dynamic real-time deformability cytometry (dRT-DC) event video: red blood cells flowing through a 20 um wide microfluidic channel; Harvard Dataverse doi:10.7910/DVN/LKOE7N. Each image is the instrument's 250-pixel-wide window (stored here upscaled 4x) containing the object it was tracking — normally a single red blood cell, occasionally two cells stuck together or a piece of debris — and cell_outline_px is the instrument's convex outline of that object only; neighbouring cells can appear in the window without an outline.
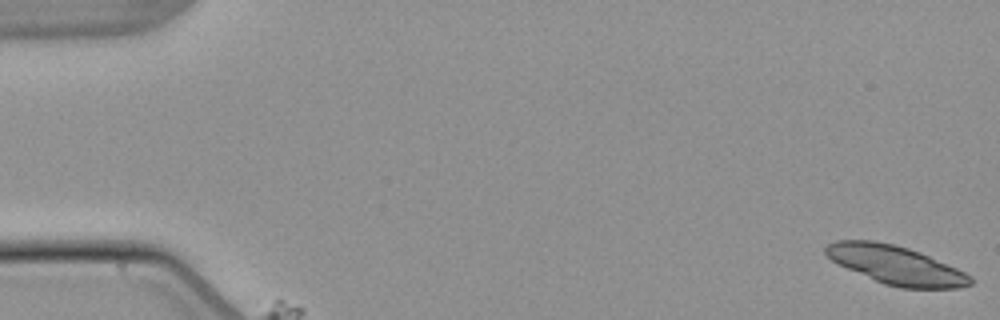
{"species": "common noctule bat (a hibernating species)", "species_latin": "Nyctalus noctula", "temperature_condition": "warm", "stored_images_in_passage": 55, "segment_of_instrument_passage": [1, 2], "camera_frame_rate_fps": 3000, "um_per_image_px": 0.085, "animal": {"sex": "male", "body_mass_g": 21.5, "forearm_length_mm": 52.0}, "frame": {"image": 1, "passage_image": 1, "time_ms": 0.0, "image_size_px": [1000, 320], "cell_outline_px": [[972, 284], [960, 288], [900, 288], [884, 284], [848, 268], [832, 260], [824, 252], [824, 248], [828, 244], [836, 240], [872, 240], [896, 244], [920, 252], [956, 268], [972, 276]], "centroid_in_image_um": [76.16, 22.52], "position_along_channel_um": 8.8, "area_um2": 32.25}}